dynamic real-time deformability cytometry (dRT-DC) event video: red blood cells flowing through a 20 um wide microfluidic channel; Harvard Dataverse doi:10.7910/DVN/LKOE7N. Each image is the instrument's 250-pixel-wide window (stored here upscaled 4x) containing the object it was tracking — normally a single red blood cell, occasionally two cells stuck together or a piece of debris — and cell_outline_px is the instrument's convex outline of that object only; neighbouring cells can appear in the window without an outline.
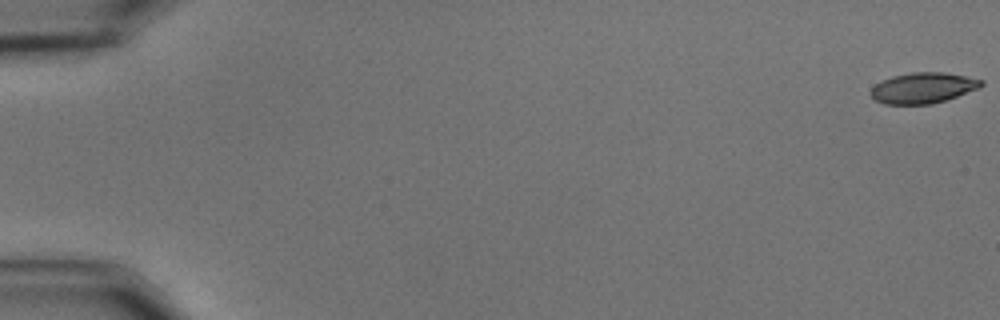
{"species": "common noctule bat (a hibernating species)", "species_latin": "Nyctalus noctula", "temperature_condition": "cold", "stored_images_in_passage": 58, "camera_frame_rate_fps": 3000, "um_per_image_px": 0.085, "animal": {"sex": "male", "body_mass_g": 15.6}, "frame": {"image": 1, "passage_image": 1, "time_ms": 0.0, "image_size_px": [1000, 320], "cell_outline_px": [[984, 84], [980, 88], [932, 104], [884, 104], [876, 100], [868, 92], [876, 84], [892, 76], [912, 72], [940, 72], [964, 76], [984, 80]], "centroid_in_image_um": [78.46, 7.47], "position_along_channel_um": 6.5, "area_um2": 19.59}}
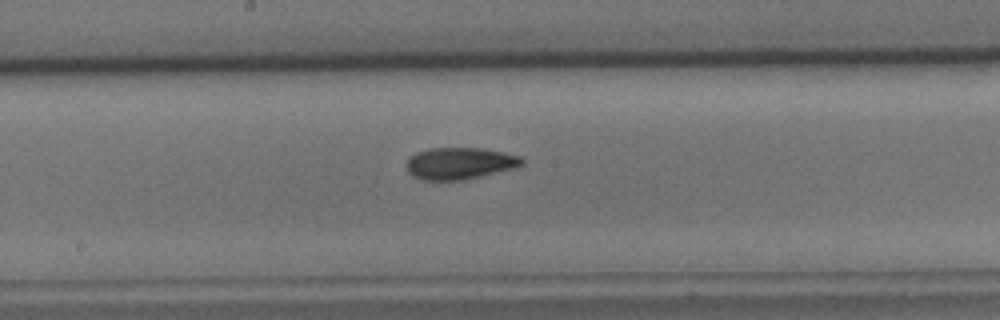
{"frame": {"image": 2, "passage_image": 32, "time_ms": 10.333, "image_size_px": [1000, 320], "cell_outline_px": [[524, 164], [512, 168], [464, 180], [420, 180], [412, 176], [408, 172], [408, 160], [416, 152], [428, 148], [480, 148], [504, 152], [524, 156]], "centroid_in_image_um": [39.09, 13.88], "position_along_channel_um": 209.1, "area_um2": 21.39}}
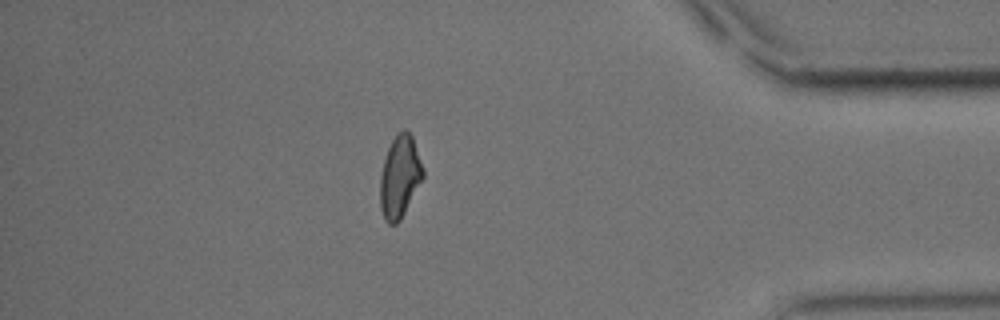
{"frame": {"image": 3, "passage_image": 51, "time_ms": 16.667, "image_size_px": [1000, 320], "cell_outline_px": [[424, 176], [400, 220], [396, 224], [388, 224], [384, 220], [380, 208], [380, 176], [384, 160], [388, 148], [392, 140], [404, 128], [412, 136], [424, 168]], "centroid_in_image_um": [33.97, 15.04], "position_along_channel_um": 401.2, "area_um2": 20.4}, "authors_computed_cell_mechanics": {"area_um2": 20.6924, "velocity_mm_per_s": 3.5359, "shape_relaxation_time_tau1_ms": 6.3579, "shape_relaxation_time_tau2_ms": 2.9029, "deformation_change_tau1": 0.1627, "deformation_change_tau2": 0.0904}}